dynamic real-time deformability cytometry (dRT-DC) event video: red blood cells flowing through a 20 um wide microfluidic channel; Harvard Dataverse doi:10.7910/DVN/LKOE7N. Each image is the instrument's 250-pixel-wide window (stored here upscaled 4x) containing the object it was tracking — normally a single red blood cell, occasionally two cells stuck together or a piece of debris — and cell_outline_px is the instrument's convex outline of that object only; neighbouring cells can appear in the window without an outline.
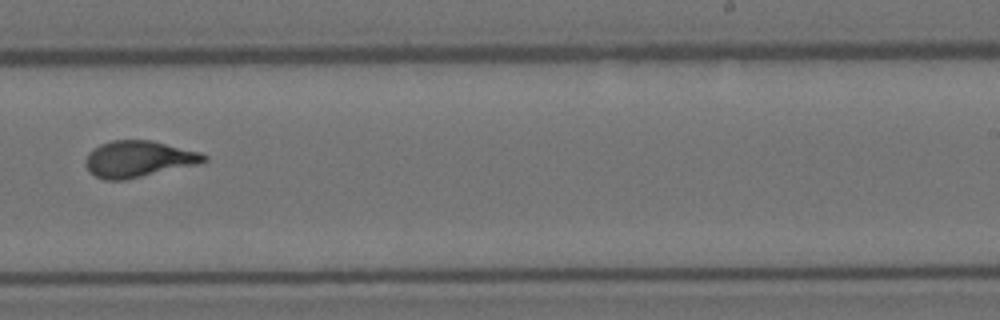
{"species": "Egyptian fruit bat (a non-hibernating species)", "species_latin": "Rousettus aegyptiacus", "temperature_condition": "room temperature", "stored_images_in_passage": 16, "camera_frame_rate_fps": 3000, "um_per_image_px": 0.085, "animal": {"sex": "female"}, "frame": {"image": 1, "passage_image": 10, "time_ms": 11.0, "image_size_px": [1000, 320], "cell_outline_px": [[208, 160], [196, 164], [124, 180], [104, 180], [88, 172], [84, 164], [84, 160], [88, 152], [100, 144], [112, 140], [152, 140], [200, 152], [208, 156]], "centroid_in_image_um": [11.72, 13.51], "position_along_channel_um": 277.3, "area_um2": 25.09}}
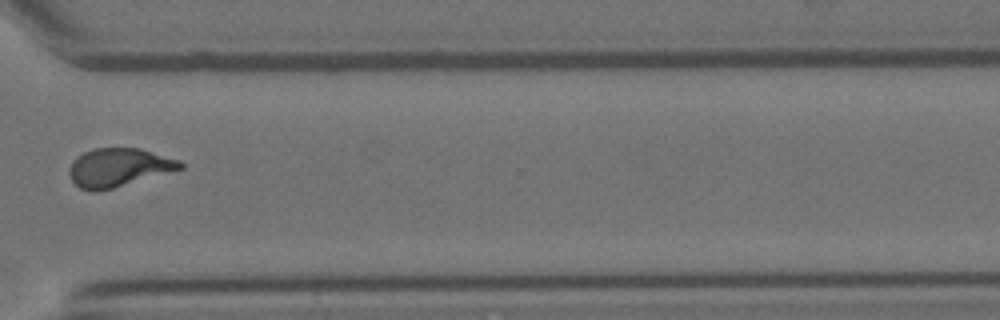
{"frame": {"image": 2, "passage_image": 12, "time_ms": 13.333, "image_size_px": [1000, 320], "cell_outline_px": [[184, 168], [112, 188], [96, 192], [92, 192], [80, 188], [72, 180], [68, 172], [72, 160], [76, 156], [92, 148], [140, 148], [180, 160], [184, 164]], "centroid_in_image_um": [10.06, 14.22], "position_along_channel_um": 360.5, "area_um2": 24.85}}
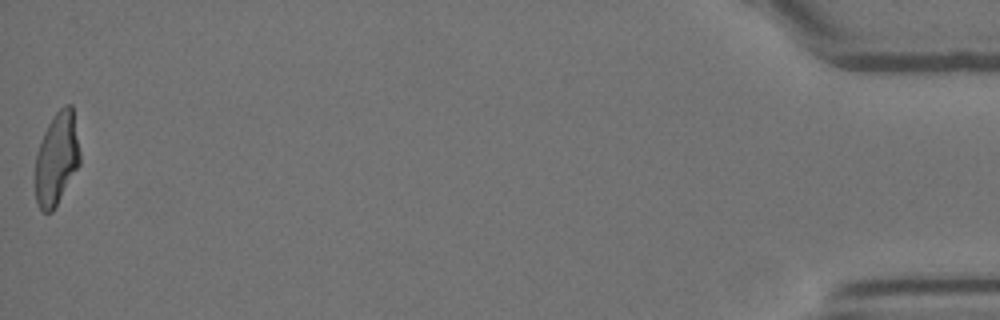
{"frame": {"image": 3, "passage_image": 16, "time_ms": 18.0, "image_size_px": [1000, 320], "cell_outline_px": [[80, 164], [52, 212], [44, 212], [40, 208], [36, 200], [36, 152], [40, 140], [52, 116], [64, 104], [72, 104], [80, 152]], "centroid_in_image_um": [4.82, 13.45], "position_along_channel_um": 430.4, "area_um2": 23.99}}